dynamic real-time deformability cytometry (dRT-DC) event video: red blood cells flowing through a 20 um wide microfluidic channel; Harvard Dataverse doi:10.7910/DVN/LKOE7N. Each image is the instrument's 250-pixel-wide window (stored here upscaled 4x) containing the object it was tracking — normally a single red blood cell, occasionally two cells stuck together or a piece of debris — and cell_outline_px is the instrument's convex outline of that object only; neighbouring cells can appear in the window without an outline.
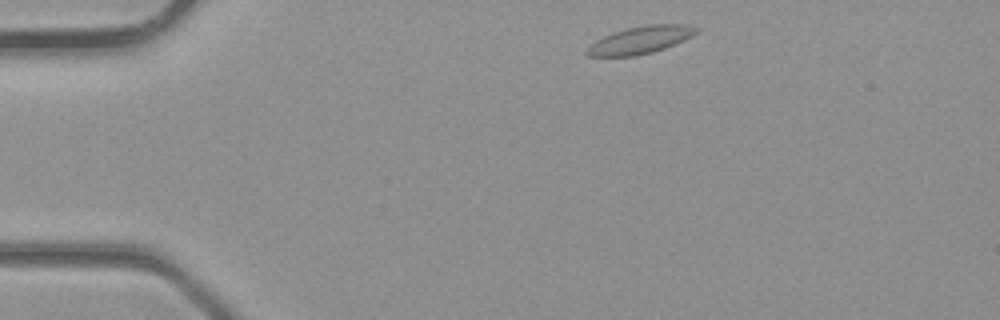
{"species": "common noctule bat (a hibernating species)", "species_latin": "Nyctalus noctula", "temperature_condition": "room temperature", "stored_images_in_passage": 2, "camera_frame_rate_fps": 3000, "um_per_image_px": 0.085, "animal": {"sex": "male", "body_mass_g": 23.1, "forearm_length_mm": 52.7}, "frame": {"image": 1, "passage_image": 1, "time_ms": 0.0, "image_size_px": [1000, 320], "cell_outline_px": [[700, 28], [692, 36], [684, 40], [664, 48], [652, 52], [636, 56], [588, 56], [584, 52], [596, 40], [604, 36], [628, 28], [648, 24], [688, 24]], "centroid_in_image_um": [54.47, 3.39], "position_along_channel_um": 30.5, "area_um2": 17.28}}